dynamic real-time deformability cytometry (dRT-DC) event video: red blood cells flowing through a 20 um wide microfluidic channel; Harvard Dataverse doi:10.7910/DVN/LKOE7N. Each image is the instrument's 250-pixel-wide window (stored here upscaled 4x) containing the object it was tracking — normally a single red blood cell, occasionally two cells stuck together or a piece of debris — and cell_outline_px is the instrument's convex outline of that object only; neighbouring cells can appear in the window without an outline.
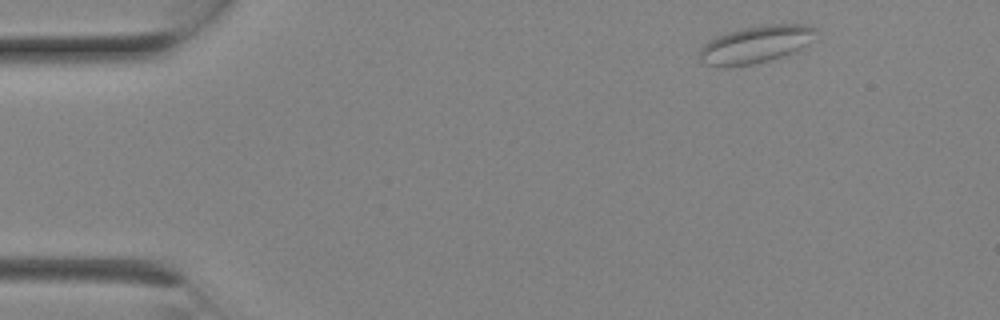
{"species": "Egyptian fruit bat (a non-hibernating species)", "species_latin": "Rousettus aegyptiacus", "temperature_condition": "room temperature", "stored_images_in_passage": 6, "camera_frame_rate_fps": 3000, "um_per_image_px": 0.085, "animal": {"sex": "female"}, "frame": {"image": 1, "passage_image": 1, "time_ms": 0.0, "image_size_px": [1000, 320], "cell_outline_px": [[816, 28], [804, 44], [800, 48], [792, 52], [768, 60], [752, 64], [724, 68], [704, 64], [700, 60], [700, 48], [708, 40], [716, 36], [740, 28], [764, 24], [808, 24]], "centroid_in_image_um": [64.11, 3.77], "position_along_channel_um": 20.9, "area_um2": 24.97}}